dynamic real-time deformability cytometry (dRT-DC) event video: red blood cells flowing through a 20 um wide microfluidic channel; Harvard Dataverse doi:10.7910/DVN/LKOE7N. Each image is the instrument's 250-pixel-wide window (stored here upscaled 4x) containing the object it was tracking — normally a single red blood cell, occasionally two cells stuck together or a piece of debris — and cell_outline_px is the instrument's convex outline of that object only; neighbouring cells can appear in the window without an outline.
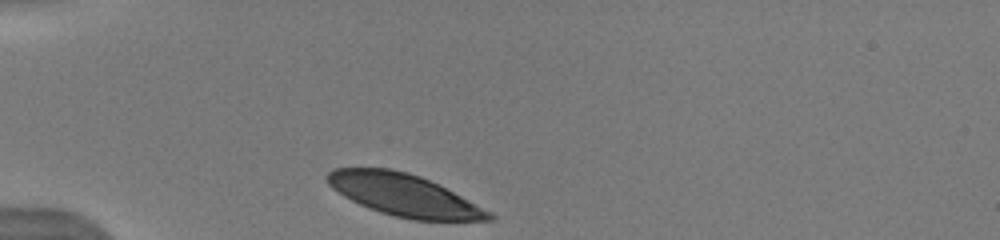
{"species": "human", "species_latin": "Homo sapiens", "temperature_condition": "warm", "stored_images_in_passage": 11, "camera_frame_rate_fps": 3000, "um_per_image_px": 0.085, "donor": {"sex": "male"}, "frame": {"image": 1, "passage_image": 1, "time_ms": 0.0, "image_size_px": [1000, 240], "cell_outline_px": [[496, 220], [412, 220], [380, 212], [368, 208], [344, 196], [332, 188], [328, 184], [324, 176], [328, 172], [336, 168], [388, 168], [408, 172], [420, 176], [492, 212], [496, 216]], "centroid_in_image_um": [34.31, 16.58], "position_along_channel_um": 50.7, "area_um2": 39.19}}
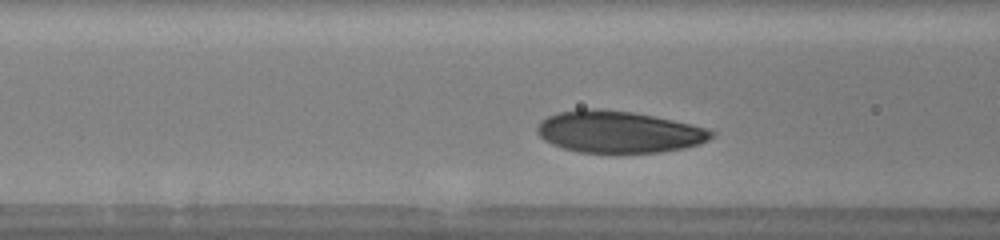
{"frame": {"image": 2, "passage_image": 7, "time_ms": 2.333, "image_size_px": [1000, 240], "cell_outline_px": [[716, 132], [708, 140], [700, 144], [684, 148], [660, 152], [580, 152], [564, 148], [552, 144], [544, 140], [536, 132], [536, 128], [540, 120], [548, 116], [560, 112], [580, 108], [596, 108], [632, 112], [692, 124]], "centroid_in_image_um": [52.56, 11.2], "position_along_channel_um": 114.0, "area_um2": 42.25}}